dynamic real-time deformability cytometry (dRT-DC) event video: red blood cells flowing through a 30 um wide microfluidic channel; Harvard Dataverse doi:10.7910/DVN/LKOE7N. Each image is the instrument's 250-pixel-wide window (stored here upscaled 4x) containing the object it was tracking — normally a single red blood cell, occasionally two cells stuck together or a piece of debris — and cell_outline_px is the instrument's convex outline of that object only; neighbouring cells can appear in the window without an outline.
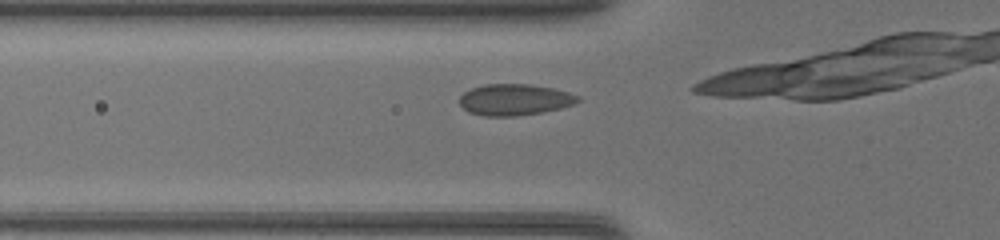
{"species": "common noctule bat (a hibernating species)", "species_latin": "Nyctalus noctula", "temperature_condition": "warm", "stored_images_in_passage": 4, "camera_frame_rate_fps": 3000, "um_per_image_px": 0.085, "animal": {"sex": "female", "body_mass_g": 17.0, "forearm_length_mm": 48.0}, "frame": {"image": 1, "passage_image": 2, "time_ms": 0.333, "image_size_px": [1000, 240], "cell_outline_px": [[580, 100], [572, 104], [560, 108], [540, 112], [516, 116], [484, 116], [468, 112], [460, 104], [460, 96], [464, 92], [472, 88], [484, 84], [528, 84], [552, 88], [568, 92], [580, 96]], "centroid_in_image_um": [43.72, 8.47], "position_along_channel_um": 82.1, "area_um2": 21.44}}